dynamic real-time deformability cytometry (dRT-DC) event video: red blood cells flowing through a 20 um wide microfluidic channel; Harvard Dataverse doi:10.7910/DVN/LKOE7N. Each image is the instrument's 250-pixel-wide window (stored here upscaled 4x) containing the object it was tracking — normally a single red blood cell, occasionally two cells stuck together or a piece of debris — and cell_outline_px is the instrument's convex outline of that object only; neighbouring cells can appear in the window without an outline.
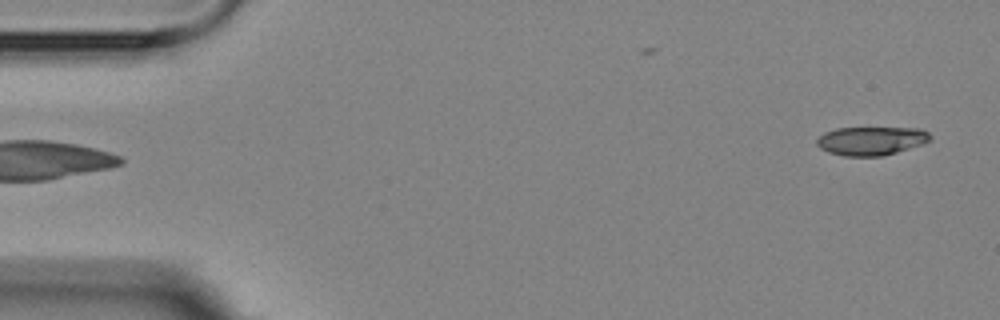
{"species": "Egyptian fruit bat (a non-hibernating species)", "species_latin": "Rousettus aegyptiacus", "temperature_condition": "room temperature", "stored_images_in_passage": 4, "segment_of_instrument_passage": [2, 2], "camera_frame_rate_fps": 3000, "um_per_image_px": 0.085, "animal": {"sex": "female"}, "frame": {"image": 1, "passage_image": 4, "time_ms": 4.333, "image_size_px": [1000, 320], "cell_outline_px": [[932, 140], [884, 156], [844, 156], [828, 152], [820, 148], [816, 144], [816, 140], [824, 132], [836, 128], [920, 128], [928, 132], [932, 136]], "centroid_in_image_um": [74.04, 11.97], "position_along_channel_um": 11.0, "area_um2": 18.9}}